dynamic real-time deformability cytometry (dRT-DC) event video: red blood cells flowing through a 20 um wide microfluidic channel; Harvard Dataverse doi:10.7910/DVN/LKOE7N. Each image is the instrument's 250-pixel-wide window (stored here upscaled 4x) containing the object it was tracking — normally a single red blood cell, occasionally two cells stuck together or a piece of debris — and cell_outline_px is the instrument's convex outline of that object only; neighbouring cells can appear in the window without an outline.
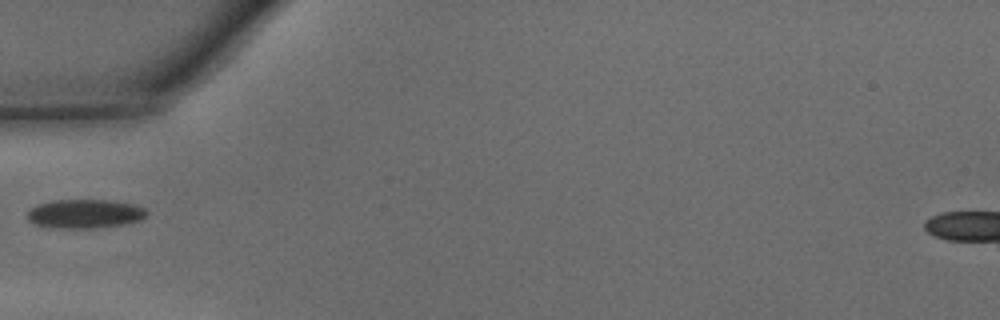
{"species": "common noctule bat (a hibernating species)", "species_latin": "Nyctalus noctula", "temperature_condition": "warm", "stored_images_in_passage": 32, "camera_frame_rate_fps": 3000, "um_per_image_px": 0.085, "animal": {"sex": "male", "body_mass_g": 15.6}, "frame": {"image": 1, "passage_image": 1, "time_ms": 0.0, "image_size_px": [1000, 320], "cell_outline_px": [[148, 212], [140, 220], [124, 224], [92, 228], [52, 228], [36, 224], [28, 220], [28, 212], [36, 204], [52, 200], [116, 200], [136, 204], [144, 208]], "centroid_in_image_um": [7.22, 18.16], "position_along_channel_um": 77.8, "area_um2": 20.23}}
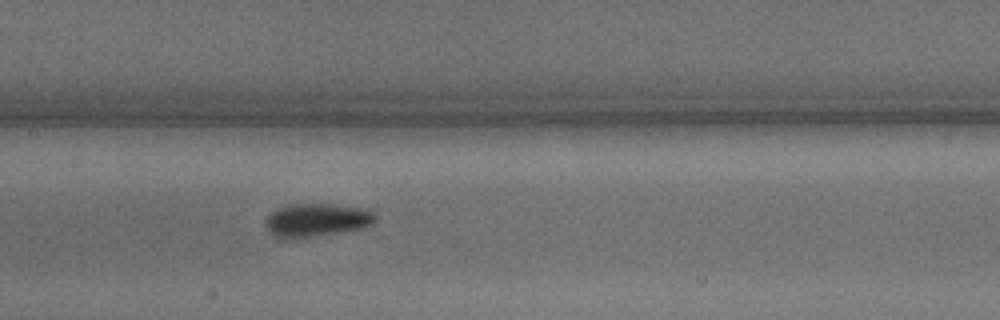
{"frame": {"image": 2, "passage_image": 8, "time_ms": 2.333, "image_size_px": [1000, 320], "cell_outline_px": [[376, 220], [372, 224], [360, 228], [312, 236], [284, 240], [276, 236], [264, 224], [268, 216], [276, 208], [292, 204], [336, 204], [356, 208], [372, 212], [376, 216]], "centroid_in_image_um": [26.86, 18.7], "position_along_channel_um": 180.5, "area_um2": 20.81}}
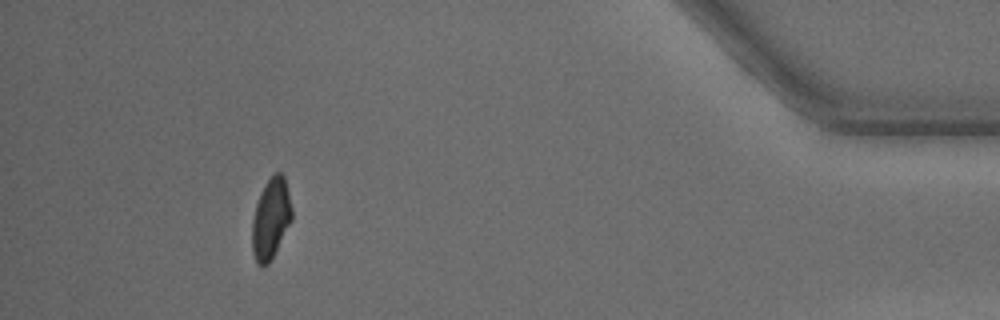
{"frame": {"image": 3, "passage_image": 28, "time_ms": 9.0, "image_size_px": [1000, 320], "cell_outline_px": [[292, 220], [268, 264], [264, 268], [260, 268], [256, 264], [252, 252], [252, 220], [256, 204], [260, 192], [264, 184], [276, 172], [280, 172], [284, 176], [292, 208]], "centroid_in_image_um": [23.0, 18.62], "position_along_channel_um": 412.2, "area_um2": 18.73}}